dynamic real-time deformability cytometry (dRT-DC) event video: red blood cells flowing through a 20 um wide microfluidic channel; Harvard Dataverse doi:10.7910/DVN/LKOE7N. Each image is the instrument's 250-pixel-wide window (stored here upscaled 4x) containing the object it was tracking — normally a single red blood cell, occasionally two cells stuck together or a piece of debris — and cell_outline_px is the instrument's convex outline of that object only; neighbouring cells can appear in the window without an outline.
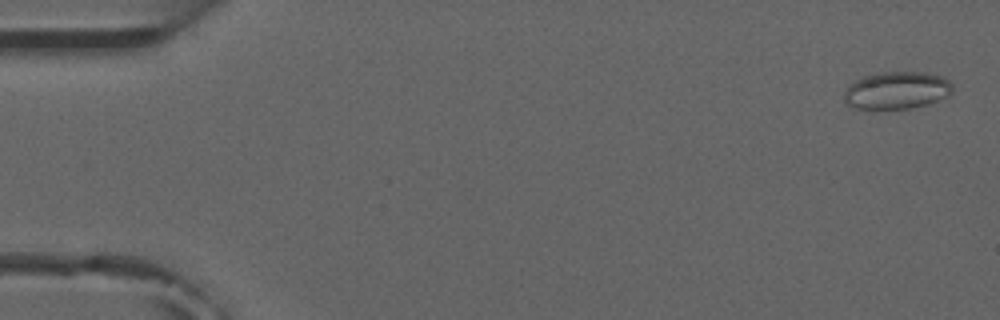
{"species": "common noctule bat (a hibernating species)", "species_latin": "Nyctalus noctula", "temperature_condition": "room temperature", "stored_images_in_passage": 5, "camera_frame_rate_fps": 3000, "um_per_image_px": 0.085, "animal": {"sex": "male", "forearm_length_mm": 52.5}, "frame": {"image": 1, "passage_image": 1, "time_ms": 0.0, "image_size_px": [1000, 320], "cell_outline_px": [[952, 92], [948, 96], [928, 104], [912, 108], [872, 112], [856, 108], [844, 104], [844, 92], [848, 84], [864, 76], [880, 72], [928, 72], [940, 76], [948, 80], [952, 84]], "centroid_in_image_um": [76.16, 7.72], "position_along_channel_um": 8.8, "area_um2": 24.51}}